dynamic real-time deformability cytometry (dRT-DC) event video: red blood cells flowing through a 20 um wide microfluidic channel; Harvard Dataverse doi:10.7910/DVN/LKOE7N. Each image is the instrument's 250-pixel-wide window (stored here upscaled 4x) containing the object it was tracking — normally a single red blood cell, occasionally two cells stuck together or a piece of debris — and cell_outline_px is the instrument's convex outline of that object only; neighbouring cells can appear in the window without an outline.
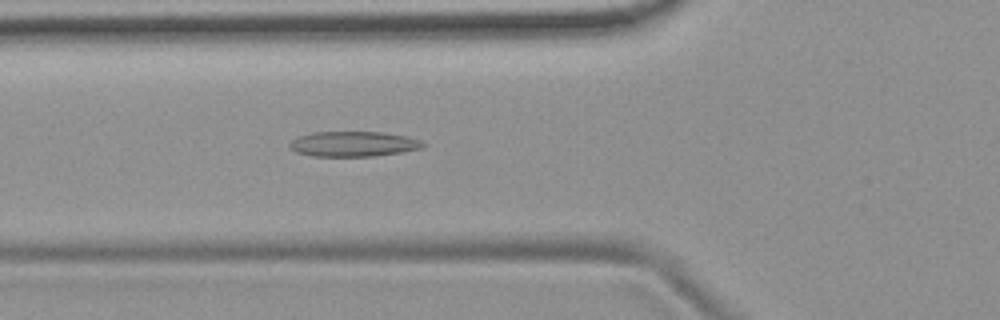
{"species": "common noctule bat (a hibernating species)", "species_latin": "Nyctalus noctula", "temperature_condition": "room temperature", "stored_images_in_passage": 53, "camera_frame_rate_fps": 3000, "um_per_image_px": 0.085, "animal": {"sex": "female", "body_mass_g": 19.9}, "frame": {"image": 1, "passage_image": 19, "time_ms": 6.0, "image_size_px": [1000, 320], "cell_outline_px": [[428, 144], [420, 148], [400, 152], [376, 156], [312, 156], [296, 152], [288, 148], [288, 144], [296, 136], [312, 132], [384, 132], [404, 136], [420, 140]], "centroid_in_image_um": [29.98, 12.23], "position_along_channel_um": 95.8, "area_um2": 19.65}}
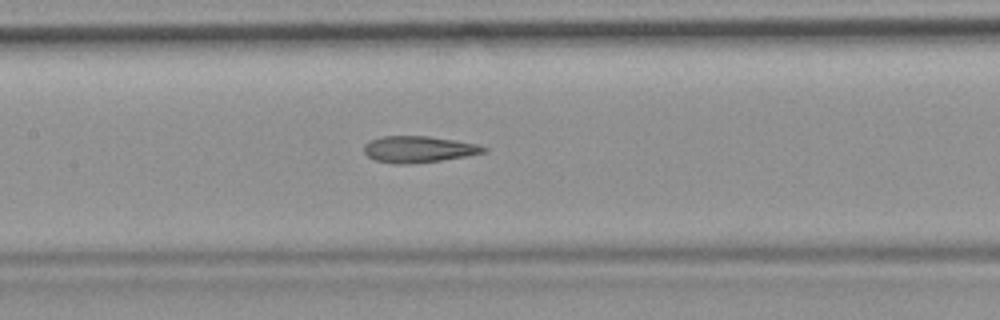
{"frame": {"image": 2, "passage_image": 25, "time_ms": 8.0, "image_size_px": [1000, 320], "cell_outline_px": [[488, 148], [484, 152], [464, 156], [440, 160], [408, 164], [396, 164], [376, 160], [368, 156], [364, 152], [364, 144], [380, 136], [428, 136], [476, 144]], "centroid_in_image_um": [35.53, 12.68], "position_along_channel_um": 171.9, "area_um2": 18.09}}
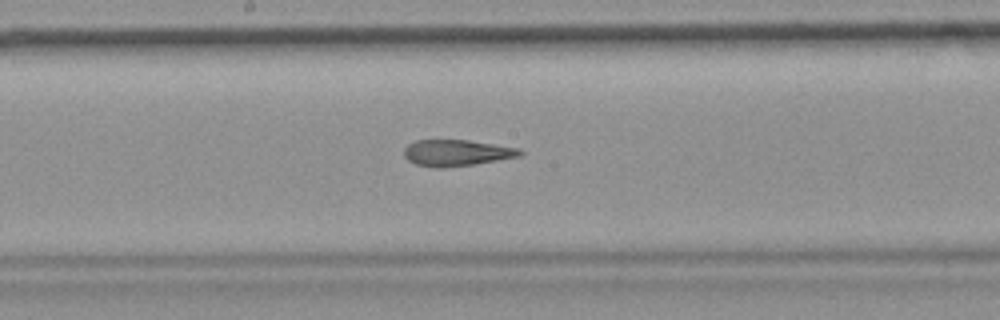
{"frame": {"image": 3, "passage_image": 28, "time_ms": 9.0, "image_size_px": [1000, 320], "cell_outline_px": [[524, 152], [520, 156], [476, 164], [444, 168], [436, 168], [416, 164], [408, 160], [404, 156], [404, 148], [408, 144], [416, 140], [468, 140], [520, 148]], "centroid_in_image_um": [38.81, 12.99], "position_along_channel_um": 209.4, "area_um2": 17.86}, "authors_computed_cell_mechanics": {"area_um2": 19.652, "velocity_mm_per_s": 3.7825, "shape_relaxation_time_tau1_ms": null, "shape_relaxation_time_tau2_ms": 2.3166, "deformation_change_tau1": null, "deformation_change_tau2": 0.1239}}